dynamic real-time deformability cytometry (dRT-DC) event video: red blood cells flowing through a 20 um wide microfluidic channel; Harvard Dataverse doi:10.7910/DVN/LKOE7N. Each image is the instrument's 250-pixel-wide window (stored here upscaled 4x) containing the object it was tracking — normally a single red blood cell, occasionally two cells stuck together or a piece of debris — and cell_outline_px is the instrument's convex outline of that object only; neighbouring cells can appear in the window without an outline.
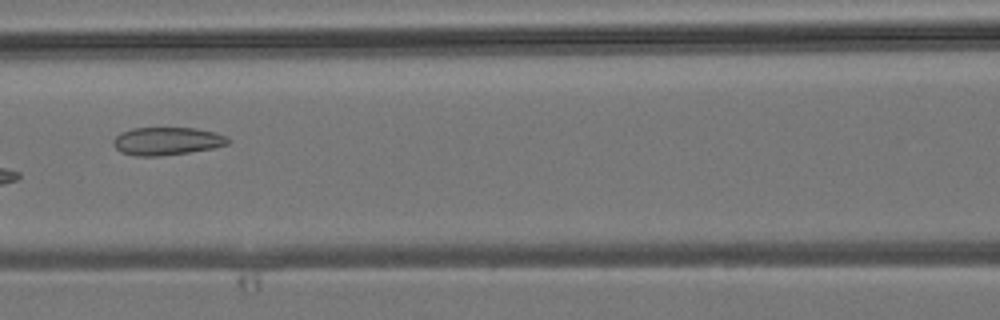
{"species": "common noctule bat (a hibernating species)", "species_latin": "Nyctalus noctula", "temperature_condition": "room temperature", "stored_images_in_passage": 6, "camera_frame_rate_fps": 3000, "um_per_image_px": 0.085, "animal": {"sex": "male", "body_mass_g": 19.2, "forearm_length_mm": 51.8}, "frame": {"image": 1, "passage_image": 5, "time_ms": 5.667, "image_size_px": [1000, 320], "cell_outline_px": [[232, 140], [228, 144], [212, 148], [188, 152], [160, 156], [136, 156], [120, 152], [112, 144], [112, 140], [120, 132], [132, 128], [196, 128], [216, 132], [228, 136]], "centroid_in_image_um": [14.19, 11.99], "position_along_channel_um": 152.4, "area_um2": 18.84}}
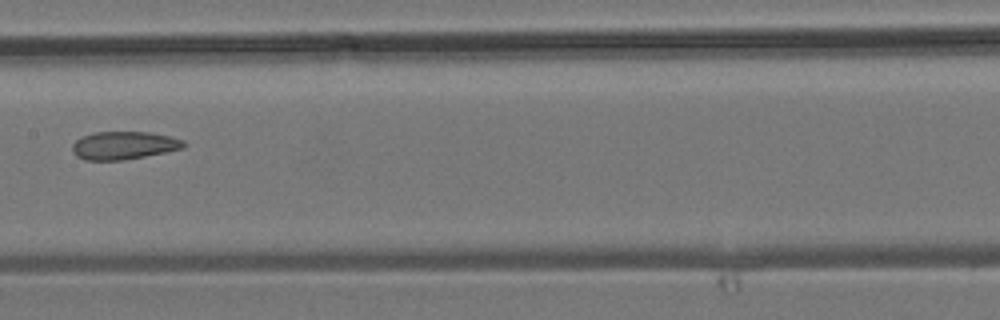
{"frame": {"image": 2, "passage_image": 6, "time_ms": 6.667, "image_size_px": [1000, 320], "cell_outline_px": [[184, 148], [124, 160], [84, 160], [76, 156], [72, 152], [72, 144], [80, 136], [96, 132], [148, 132], [168, 136], [184, 140]], "centroid_in_image_um": [10.47, 12.36], "position_along_channel_um": 196.9, "area_um2": 18.09}}